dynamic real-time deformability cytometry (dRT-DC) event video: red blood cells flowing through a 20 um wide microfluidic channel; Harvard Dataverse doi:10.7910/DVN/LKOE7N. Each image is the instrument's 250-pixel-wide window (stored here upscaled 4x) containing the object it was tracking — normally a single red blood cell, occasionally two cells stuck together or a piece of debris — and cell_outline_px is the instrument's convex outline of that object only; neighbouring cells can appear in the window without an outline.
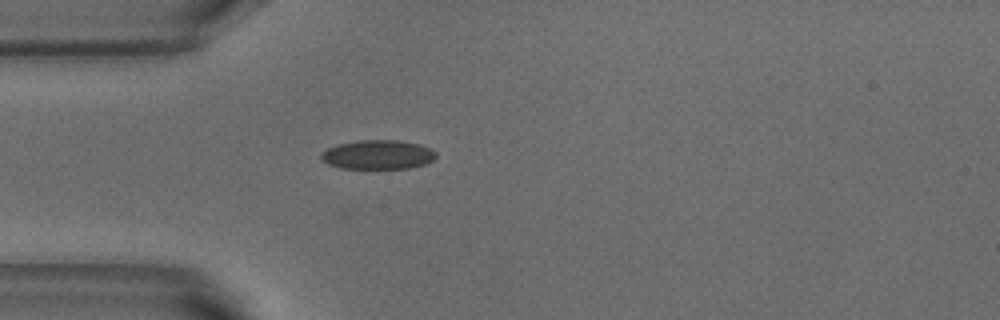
{"species": "common noctule bat (a hibernating species)", "species_latin": "Nyctalus noctula", "temperature_condition": "warm", "stored_images_in_passage": 1, "camera_frame_rate_fps": 3000, "um_per_image_px": 0.085, "animal": {"sex": "male", "body_mass_g": 18.8}, "frame": {"image": 1, "passage_image": 1, "time_ms": 0.0, "image_size_px": [1000, 320], "cell_outline_px": [[436, 156], [432, 160], [424, 164], [408, 168], [340, 168], [328, 164], [320, 160], [320, 152], [336, 144], [356, 140], [400, 140], [420, 144], [436, 152]], "centroid_in_image_um": [32.06, 13.13], "position_along_channel_um": 52.9, "area_um2": 19.65}}